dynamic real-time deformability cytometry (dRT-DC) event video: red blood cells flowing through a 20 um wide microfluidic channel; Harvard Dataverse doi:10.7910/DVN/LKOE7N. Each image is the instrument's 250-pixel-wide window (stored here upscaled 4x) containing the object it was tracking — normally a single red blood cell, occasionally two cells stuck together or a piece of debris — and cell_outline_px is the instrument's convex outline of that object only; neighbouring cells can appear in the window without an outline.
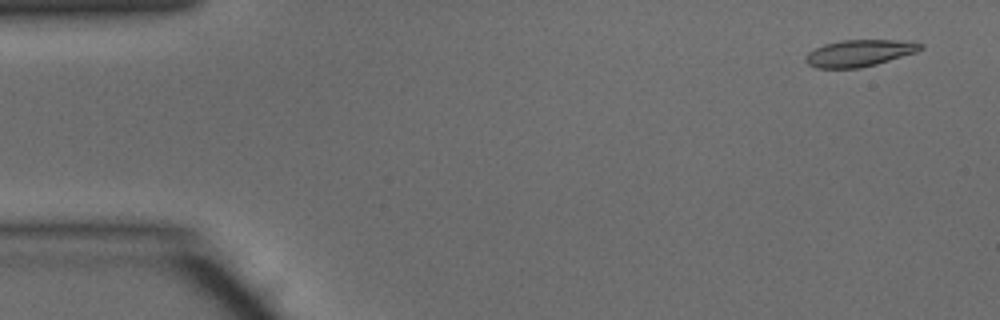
{"species": "common noctule bat (a hibernating species)", "species_latin": "Nyctalus noctula", "temperature_condition": "warm", "stored_images_in_passage": 48, "camera_frame_rate_fps": 3000, "um_per_image_px": 0.085, "animal": {"sex": "male", "body_mass_g": 15.6}, "frame": {"image": 1, "passage_image": 3, "time_ms": 0.667, "image_size_px": [1000, 320], "cell_outline_px": [[924, 48], [916, 52], [876, 64], [860, 68], [816, 68], [808, 64], [804, 60], [808, 52], [824, 44], [844, 40], [896, 40], [924, 44]], "centroid_in_image_um": [73.03, 4.52], "position_along_channel_um": 12.0, "area_um2": 17.74}}
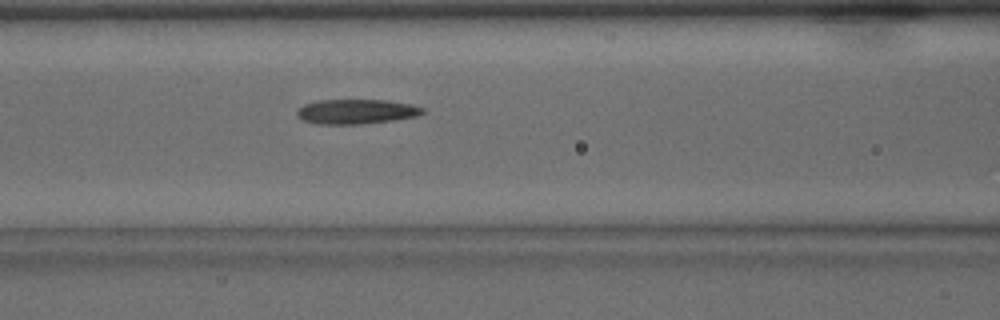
{"frame": {"image": 2, "passage_image": 20, "time_ms": 6.333, "image_size_px": [1000, 320], "cell_outline_px": [[424, 112], [416, 116], [392, 120], [364, 124], [320, 124], [300, 120], [296, 116], [296, 112], [304, 104], [320, 100], [388, 100], [412, 104], [424, 108]], "centroid_in_image_um": [30.27, 9.48], "position_along_channel_um": 136.3, "area_um2": 18.15}}
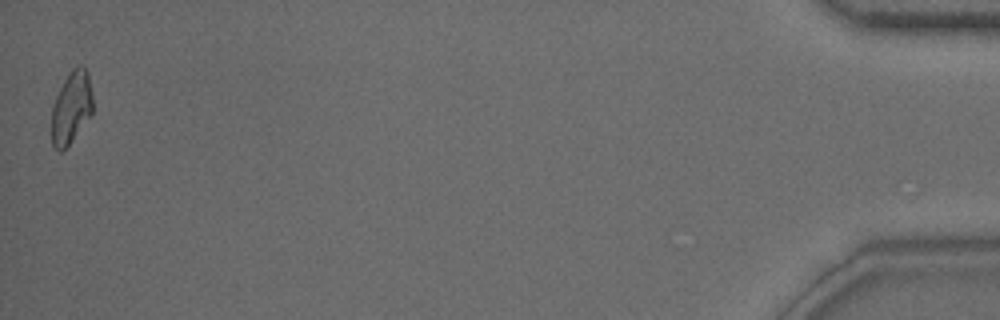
{"frame": {"image": 3, "passage_image": 48, "time_ms": 15.667, "image_size_px": [1000, 320], "cell_outline_px": [[92, 112], [68, 144], [60, 152], [52, 144], [52, 104], [68, 72], [72, 68], [80, 64], [88, 72], [92, 92]], "centroid_in_image_um": [6.05, 9.07], "position_along_channel_um": 429.1, "area_um2": 16.99}, "authors_computed_cell_mechanics": {"area_um2": 18.1492, "velocity_mm_per_s": 4.1806, "shape_relaxation_time_tau1_ms": 6.6762, "shape_relaxation_time_tau2_ms": 7.2522, "deformation_change_tau1": 0.1907, "deformation_change_tau2": 0.1833}}